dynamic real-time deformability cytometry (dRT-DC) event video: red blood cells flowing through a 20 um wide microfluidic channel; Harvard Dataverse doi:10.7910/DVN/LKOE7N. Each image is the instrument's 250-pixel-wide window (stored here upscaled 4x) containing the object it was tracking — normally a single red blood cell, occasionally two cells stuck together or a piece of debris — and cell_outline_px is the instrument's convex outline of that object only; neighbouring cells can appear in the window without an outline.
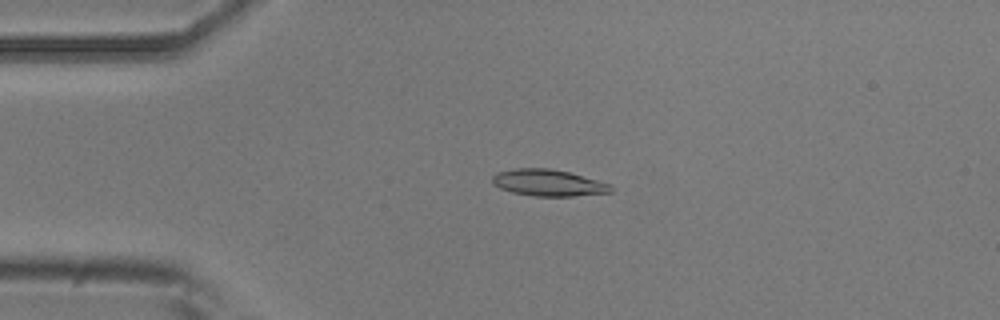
{"species": "common noctule bat (a hibernating species)", "species_latin": "Nyctalus noctula", "temperature_condition": "room temperature", "stored_images_in_passage": 41, "camera_frame_rate_fps": 3000, "um_per_image_px": 0.085, "animal": {"sex": "male", "body_mass_g": 20.5, "forearm_length_mm": 52.5}, "frame": {"image": 1, "passage_image": 2, "time_ms": 0.333, "image_size_px": [1000, 320], "cell_outline_px": [[612, 192], [572, 196], [532, 196], [512, 192], [500, 188], [492, 184], [492, 176], [496, 172], [516, 168], [548, 168], [568, 172], [612, 184]], "centroid_in_image_um": [46.58, 15.54], "position_along_channel_um": 38.4, "area_um2": 18.38}}
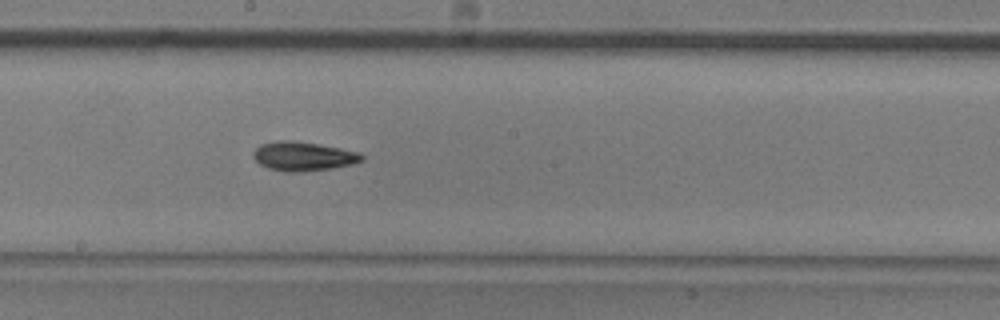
{"frame": {"image": 2, "passage_image": 18, "time_ms": 5.667, "image_size_px": [1000, 320], "cell_outline_px": [[364, 160], [352, 164], [332, 168], [300, 172], [284, 172], [268, 168], [260, 164], [252, 156], [252, 152], [260, 144], [276, 140], [288, 140], [316, 144], [340, 148], [360, 152], [364, 156]], "centroid_in_image_um": [25.76, 13.29], "position_along_channel_um": 222.4, "area_um2": 18.44}}
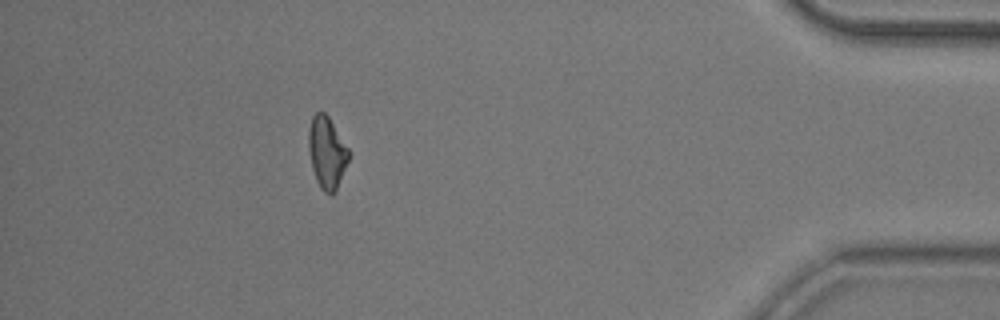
{"frame": {"image": 3, "passage_image": 36, "time_ms": 11.667, "image_size_px": [1000, 320], "cell_outline_px": [[348, 160], [336, 192], [332, 196], [324, 192], [320, 188], [316, 180], [312, 168], [308, 148], [308, 128], [312, 116], [316, 112], [324, 112], [328, 116], [348, 148]], "centroid_in_image_um": [27.76, 12.99], "position_along_channel_um": 407.4, "area_um2": 16.82}, "authors_computed_cell_mechanics": {"area_um2": 17.34, "velocity_mm_per_s": 3.9632, "shape_relaxation_time_tau1_ms": 6.2186, "shape_relaxation_time_tau2_ms": null, "deformation_change_tau1": 0.1665, "deformation_change_tau2": null}}